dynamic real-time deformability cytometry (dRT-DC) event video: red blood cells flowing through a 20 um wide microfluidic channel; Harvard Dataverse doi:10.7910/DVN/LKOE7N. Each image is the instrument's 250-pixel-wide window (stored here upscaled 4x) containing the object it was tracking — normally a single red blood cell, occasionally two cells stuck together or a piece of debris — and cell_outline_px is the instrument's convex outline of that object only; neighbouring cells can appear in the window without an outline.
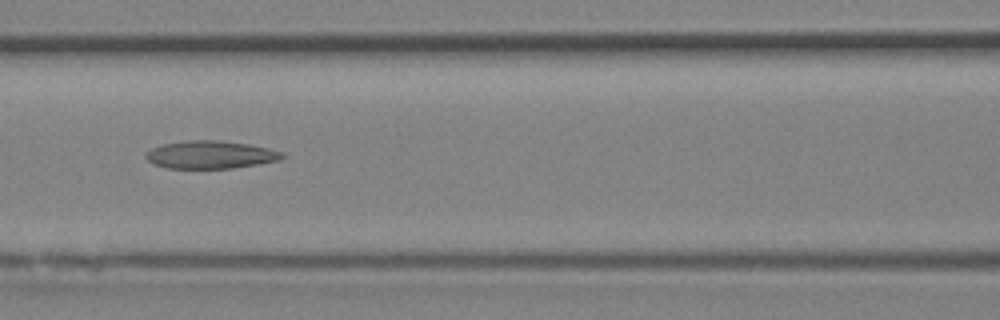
{"species": "Egyptian fruit bat (a non-hibernating species)", "species_latin": "Rousettus aegyptiacus", "temperature_condition": "room temperature", "stored_images_in_passage": 28, "camera_frame_rate_fps": 3000, "um_per_image_px": 0.085, "animal": {"sex": "female"}, "frame": {"image": 1, "passage_image": 10, "time_ms": 3.0, "image_size_px": [1000, 320], "cell_outline_px": [[288, 156], [280, 160], [260, 164], [232, 168], [168, 168], [156, 164], [148, 160], [144, 156], [152, 148], [160, 144], [184, 140], [220, 140], [248, 144], [268, 148], [284, 152]], "centroid_in_image_um": [17.94, 13.14], "position_along_channel_um": 148.7, "area_um2": 22.25}}
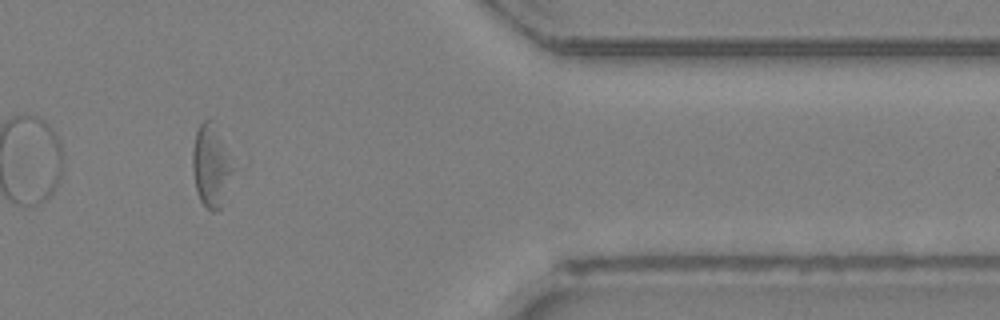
{"frame": {"image": 2, "passage_image": 23, "time_ms": 7.333, "image_size_px": [1000, 320], "cell_outline_px": [[248, 164], [224, 204], [216, 212], [212, 212], [200, 200], [196, 188], [192, 168], [192, 148], [196, 132], [200, 124], [204, 120], [208, 120], [248, 160]], "centroid_in_image_um": [18.3, 14.11], "position_along_channel_um": 393.1, "area_um2": 23.47}}
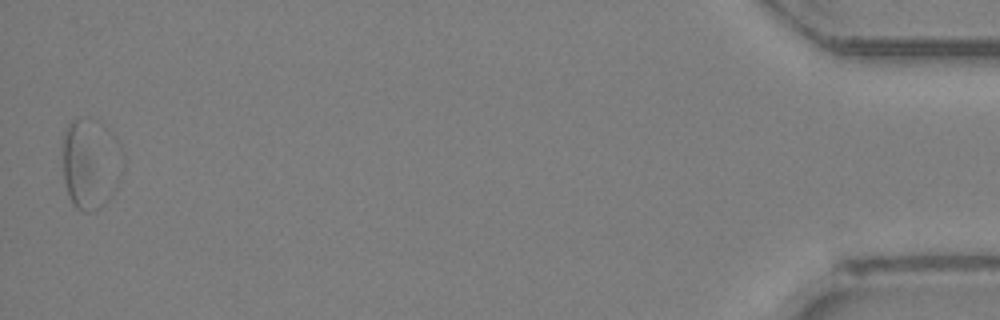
{"frame": {"image": 3, "passage_image": 28, "time_ms": 9.0, "image_size_px": [1000, 320], "cell_outline_px": [[108, 196], [104, 204], [100, 208], [92, 212], [84, 212], [76, 208], [68, 192], [64, 180], [64, 132], [68, 124], [72, 120], [80, 120]], "centroid_in_image_um": [6.97, 14.5], "position_along_channel_um": 428.2, "area_um2": 19.07}}